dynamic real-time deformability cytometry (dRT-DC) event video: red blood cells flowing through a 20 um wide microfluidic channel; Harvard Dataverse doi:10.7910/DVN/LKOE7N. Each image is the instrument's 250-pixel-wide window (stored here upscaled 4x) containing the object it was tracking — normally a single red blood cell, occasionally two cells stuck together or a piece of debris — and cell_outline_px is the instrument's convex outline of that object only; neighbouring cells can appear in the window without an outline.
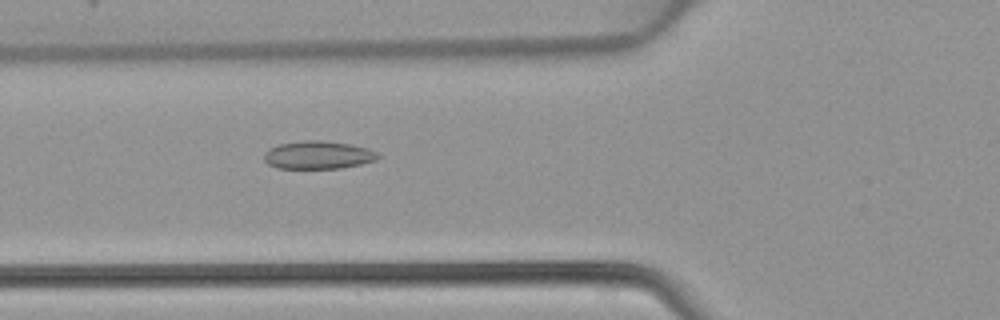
{"species": "common noctule bat (a hibernating species)", "species_latin": "Nyctalus noctula", "temperature_condition": "warm", "stored_images_in_passage": 34, "camera_frame_rate_fps": 3000, "um_per_image_px": 0.085, "animal": {"sex": "female", "body_mass_g": 22.7, "forearm_length_mm": 54.2}, "frame": {"image": 1, "passage_image": 5, "time_ms": 1.333, "image_size_px": [1000, 320], "cell_outline_px": [[380, 156], [376, 160], [360, 164], [340, 168], [276, 168], [268, 164], [264, 160], [264, 152], [268, 148], [280, 144], [304, 140], [320, 140], [352, 144], [368, 148], [376, 152]], "centroid_in_image_um": [27.02, 13.17], "position_along_channel_um": 98.8, "area_um2": 18.61}}
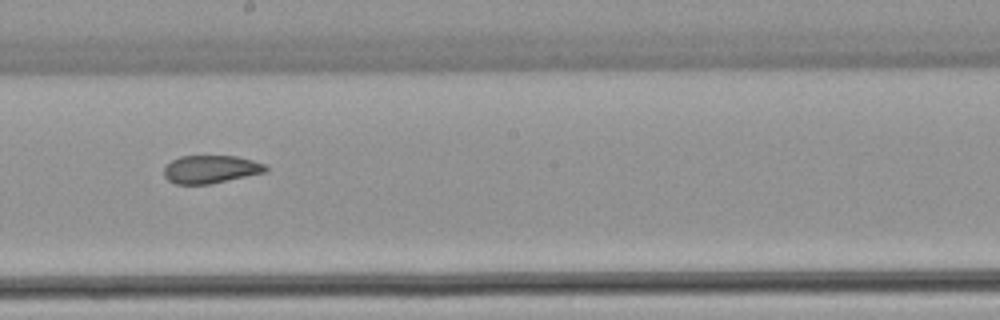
{"frame": {"image": 2, "passage_image": 14, "time_ms": 4.333, "image_size_px": [1000, 320], "cell_outline_px": [[268, 168], [264, 172], [208, 184], [176, 184], [168, 180], [164, 176], [164, 168], [172, 160], [180, 156], [236, 156], [252, 160], [264, 164]], "centroid_in_image_um": [17.87, 14.38], "position_along_channel_um": 230.3, "area_um2": 16.3}}
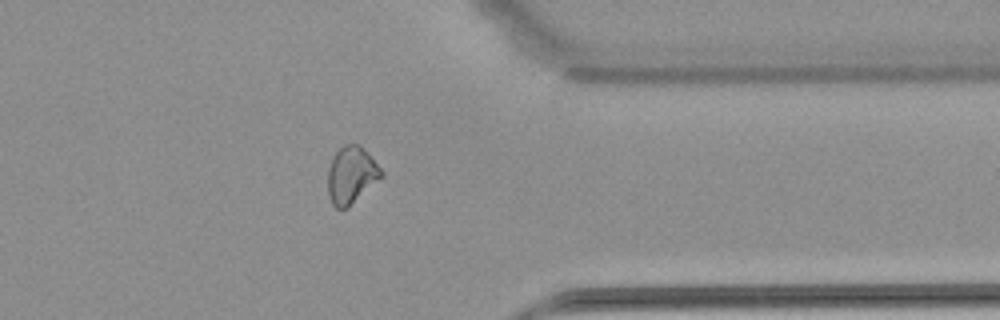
{"frame": {"image": 3, "passage_image": 25, "time_ms": 8.0, "image_size_px": [1000, 320], "cell_outline_px": [[384, 176], [348, 208], [336, 208], [332, 204], [328, 196], [328, 168], [332, 156], [344, 144], [360, 144], [364, 148], [384, 172]], "centroid_in_image_um": [29.87, 14.88], "position_along_channel_um": 381.5, "area_um2": 18.03}}